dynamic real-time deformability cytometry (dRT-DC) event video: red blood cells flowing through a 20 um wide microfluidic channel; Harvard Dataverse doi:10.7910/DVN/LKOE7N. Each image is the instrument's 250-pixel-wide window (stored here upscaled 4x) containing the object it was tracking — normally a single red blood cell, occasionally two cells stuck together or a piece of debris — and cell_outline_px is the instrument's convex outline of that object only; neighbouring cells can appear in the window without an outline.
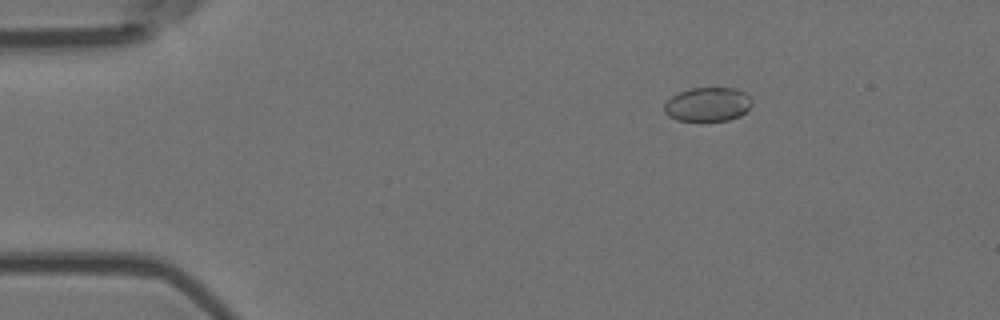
{"species": "Egyptian fruit bat (a non-hibernating species)", "species_latin": "Rousettus aegyptiacus", "temperature_condition": "room temperature", "stored_images_in_passage": 4, "camera_frame_rate_fps": 3000, "um_per_image_px": 0.085, "animal": {"sex": "female"}, "frame": {"image": 1, "passage_image": 2, "time_ms": 0.333, "image_size_px": [1000, 320], "cell_outline_px": [[752, 104], [740, 116], [728, 120], [676, 120], [668, 116], [664, 112], [664, 104], [672, 96], [688, 88], [736, 88], [744, 92], [752, 100]], "centroid_in_image_um": [60.14, 8.86], "position_along_channel_um": 24.9, "area_um2": 17.28}}